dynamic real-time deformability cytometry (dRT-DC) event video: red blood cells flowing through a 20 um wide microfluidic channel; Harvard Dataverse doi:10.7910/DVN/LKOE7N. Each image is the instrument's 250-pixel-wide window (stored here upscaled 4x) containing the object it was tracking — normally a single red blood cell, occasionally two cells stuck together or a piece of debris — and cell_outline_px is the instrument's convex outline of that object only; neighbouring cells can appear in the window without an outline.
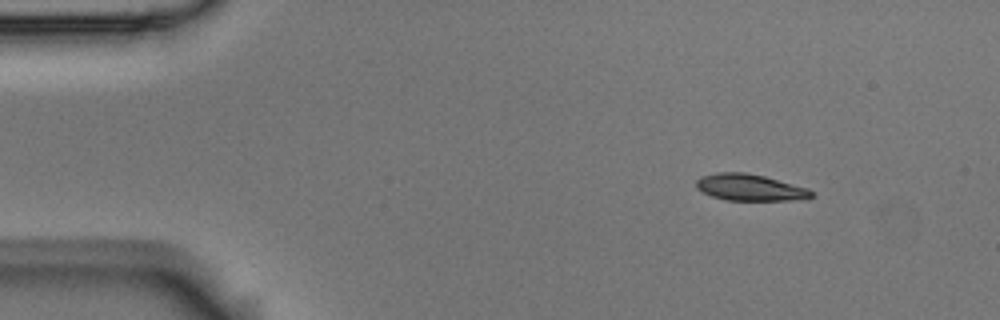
{"species": "Egyptian fruit bat (a non-hibernating species)", "species_latin": "Rousettus aegyptiacus", "temperature_condition": "room temperature", "stored_images_in_passage": 9, "camera_frame_rate_fps": 3000, "um_per_image_px": 0.085, "animal": {"sex": "male"}, "frame": {"image": 1, "passage_image": 1, "time_ms": 0.0, "image_size_px": [1000, 320], "cell_outline_px": [[812, 196], [792, 200], [724, 200], [712, 196], [696, 188], [696, 180], [700, 176], [716, 172], [744, 172], [764, 176], [808, 188], [812, 192]], "centroid_in_image_um": [63.68, 15.92], "position_along_channel_um": 21.3, "area_um2": 17.69}}
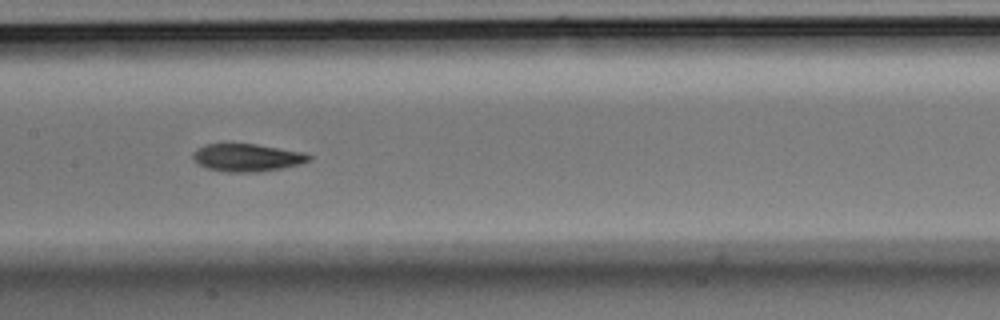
{"frame": {"image": 2, "passage_image": 6, "time_ms": 1.667, "image_size_px": [1000, 320], "cell_outline_px": [[312, 160], [280, 168], [256, 172], [228, 172], [208, 168], [200, 164], [192, 156], [196, 148], [204, 144], [256, 144], [308, 152], [312, 156]], "centroid_in_image_um": [21.05, 13.38], "position_along_channel_um": 186.4, "area_um2": 18.61}}
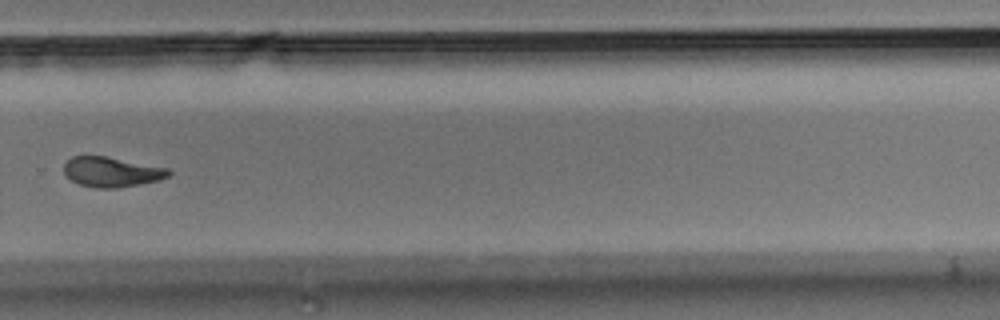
{"frame": {"image": 3, "passage_image": 9, "time_ms": 2.667, "image_size_px": [1000, 320], "cell_outline_px": [[172, 172], [168, 176], [160, 180], [120, 188], [96, 188], [80, 184], [64, 176], [64, 164], [72, 156], [104, 156], [168, 168]], "centroid_in_image_um": [9.48, 14.62], "position_along_channel_um": 320.3, "area_um2": 18.26}}